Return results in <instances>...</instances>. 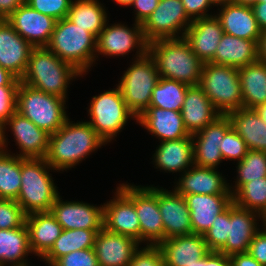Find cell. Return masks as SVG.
<instances>
[{"instance_id":"cell-8","label":"cell","mask_w":266,"mask_h":266,"mask_svg":"<svg viewBox=\"0 0 266 266\" xmlns=\"http://www.w3.org/2000/svg\"><path fill=\"white\" fill-rule=\"evenodd\" d=\"M90 121H87L106 143H110L124 129L128 120H136V115L127 107L122 92L116 88L93 96L88 106Z\"/></svg>"},{"instance_id":"cell-46","label":"cell","mask_w":266,"mask_h":266,"mask_svg":"<svg viewBox=\"0 0 266 266\" xmlns=\"http://www.w3.org/2000/svg\"><path fill=\"white\" fill-rule=\"evenodd\" d=\"M129 266H166L160 248L146 245L135 252Z\"/></svg>"},{"instance_id":"cell-39","label":"cell","mask_w":266,"mask_h":266,"mask_svg":"<svg viewBox=\"0 0 266 266\" xmlns=\"http://www.w3.org/2000/svg\"><path fill=\"white\" fill-rule=\"evenodd\" d=\"M236 181L232 186L229 183V190L232 195L245 183L266 177V152L249 150L246 156L236 163Z\"/></svg>"},{"instance_id":"cell-35","label":"cell","mask_w":266,"mask_h":266,"mask_svg":"<svg viewBox=\"0 0 266 266\" xmlns=\"http://www.w3.org/2000/svg\"><path fill=\"white\" fill-rule=\"evenodd\" d=\"M105 8L100 0H72L66 18L97 38L109 18Z\"/></svg>"},{"instance_id":"cell-36","label":"cell","mask_w":266,"mask_h":266,"mask_svg":"<svg viewBox=\"0 0 266 266\" xmlns=\"http://www.w3.org/2000/svg\"><path fill=\"white\" fill-rule=\"evenodd\" d=\"M101 230H64L55 240L51 249L41 258L45 264L52 265L58 258L70 252L94 247L97 233Z\"/></svg>"},{"instance_id":"cell-7","label":"cell","mask_w":266,"mask_h":266,"mask_svg":"<svg viewBox=\"0 0 266 266\" xmlns=\"http://www.w3.org/2000/svg\"><path fill=\"white\" fill-rule=\"evenodd\" d=\"M198 85L221 115L243 108L238 68L205 63Z\"/></svg>"},{"instance_id":"cell-18","label":"cell","mask_w":266,"mask_h":266,"mask_svg":"<svg viewBox=\"0 0 266 266\" xmlns=\"http://www.w3.org/2000/svg\"><path fill=\"white\" fill-rule=\"evenodd\" d=\"M259 219L262 220L259 213L241 208L232 202L229 205L228 238L218 252L227 256L247 252L254 235L263 227L258 225Z\"/></svg>"},{"instance_id":"cell-43","label":"cell","mask_w":266,"mask_h":266,"mask_svg":"<svg viewBox=\"0 0 266 266\" xmlns=\"http://www.w3.org/2000/svg\"><path fill=\"white\" fill-rule=\"evenodd\" d=\"M26 214L16 200L0 199V229H13L25 224Z\"/></svg>"},{"instance_id":"cell-20","label":"cell","mask_w":266,"mask_h":266,"mask_svg":"<svg viewBox=\"0 0 266 266\" xmlns=\"http://www.w3.org/2000/svg\"><path fill=\"white\" fill-rule=\"evenodd\" d=\"M177 194L232 195L229 183L217 169L192 165L174 182Z\"/></svg>"},{"instance_id":"cell-57","label":"cell","mask_w":266,"mask_h":266,"mask_svg":"<svg viewBox=\"0 0 266 266\" xmlns=\"http://www.w3.org/2000/svg\"><path fill=\"white\" fill-rule=\"evenodd\" d=\"M8 138L6 136V131H5V122H3L2 120H0V151L5 150V151H9L8 150Z\"/></svg>"},{"instance_id":"cell-17","label":"cell","mask_w":266,"mask_h":266,"mask_svg":"<svg viewBox=\"0 0 266 266\" xmlns=\"http://www.w3.org/2000/svg\"><path fill=\"white\" fill-rule=\"evenodd\" d=\"M115 191L114 197L103 203V228L140 242V223L134 202L119 187Z\"/></svg>"},{"instance_id":"cell-32","label":"cell","mask_w":266,"mask_h":266,"mask_svg":"<svg viewBox=\"0 0 266 266\" xmlns=\"http://www.w3.org/2000/svg\"><path fill=\"white\" fill-rule=\"evenodd\" d=\"M227 115L249 150L266 152V123L255 109L241 108Z\"/></svg>"},{"instance_id":"cell-19","label":"cell","mask_w":266,"mask_h":266,"mask_svg":"<svg viewBox=\"0 0 266 266\" xmlns=\"http://www.w3.org/2000/svg\"><path fill=\"white\" fill-rule=\"evenodd\" d=\"M12 132L21 158H45L49 147V137L46 131L38 128L32 121L15 112L6 122L5 131Z\"/></svg>"},{"instance_id":"cell-21","label":"cell","mask_w":266,"mask_h":266,"mask_svg":"<svg viewBox=\"0 0 266 266\" xmlns=\"http://www.w3.org/2000/svg\"><path fill=\"white\" fill-rule=\"evenodd\" d=\"M34 47L6 21L0 19V66L21 80Z\"/></svg>"},{"instance_id":"cell-23","label":"cell","mask_w":266,"mask_h":266,"mask_svg":"<svg viewBox=\"0 0 266 266\" xmlns=\"http://www.w3.org/2000/svg\"><path fill=\"white\" fill-rule=\"evenodd\" d=\"M223 33L221 22L214 13L210 17L192 20L183 38L205 64L210 63L214 58Z\"/></svg>"},{"instance_id":"cell-50","label":"cell","mask_w":266,"mask_h":266,"mask_svg":"<svg viewBox=\"0 0 266 266\" xmlns=\"http://www.w3.org/2000/svg\"><path fill=\"white\" fill-rule=\"evenodd\" d=\"M160 0H134L131 5L134 10V21L143 24L157 8Z\"/></svg>"},{"instance_id":"cell-5","label":"cell","mask_w":266,"mask_h":266,"mask_svg":"<svg viewBox=\"0 0 266 266\" xmlns=\"http://www.w3.org/2000/svg\"><path fill=\"white\" fill-rule=\"evenodd\" d=\"M96 40L92 33L63 18L56 21L46 48L84 76L96 63Z\"/></svg>"},{"instance_id":"cell-12","label":"cell","mask_w":266,"mask_h":266,"mask_svg":"<svg viewBox=\"0 0 266 266\" xmlns=\"http://www.w3.org/2000/svg\"><path fill=\"white\" fill-rule=\"evenodd\" d=\"M191 22L181 0H160L157 8L142 24L143 36L147 43L181 38Z\"/></svg>"},{"instance_id":"cell-54","label":"cell","mask_w":266,"mask_h":266,"mask_svg":"<svg viewBox=\"0 0 266 266\" xmlns=\"http://www.w3.org/2000/svg\"><path fill=\"white\" fill-rule=\"evenodd\" d=\"M252 9L261 31L266 30V2H257Z\"/></svg>"},{"instance_id":"cell-37","label":"cell","mask_w":266,"mask_h":266,"mask_svg":"<svg viewBox=\"0 0 266 266\" xmlns=\"http://www.w3.org/2000/svg\"><path fill=\"white\" fill-rule=\"evenodd\" d=\"M21 183V157L0 151V199L17 200Z\"/></svg>"},{"instance_id":"cell-31","label":"cell","mask_w":266,"mask_h":266,"mask_svg":"<svg viewBox=\"0 0 266 266\" xmlns=\"http://www.w3.org/2000/svg\"><path fill=\"white\" fill-rule=\"evenodd\" d=\"M259 60L258 41L223 33L210 63L240 68Z\"/></svg>"},{"instance_id":"cell-26","label":"cell","mask_w":266,"mask_h":266,"mask_svg":"<svg viewBox=\"0 0 266 266\" xmlns=\"http://www.w3.org/2000/svg\"><path fill=\"white\" fill-rule=\"evenodd\" d=\"M157 246L166 266H191L209 252L203 235L198 234L172 237Z\"/></svg>"},{"instance_id":"cell-38","label":"cell","mask_w":266,"mask_h":266,"mask_svg":"<svg viewBox=\"0 0 266 266\" xmlns=\"http://www.w3.org/2000/svg\"><path fill=\"white\" fill-rule=\"evenodd\" d=\"M188 85L160 77L151 95L149 107L181 111Z\"/></svg>"},{"instance_id":"cell-63","label":"cell","mask_w":266,"mask_h":266,"mask_svg":"<svg viewBox=\"0 0 266 266\" xmlns=\"http://www.w3.org/2000/svg\"><path fill=\"white\" fill-rule=\"evenodd\" d=\"M261 223L263 226H266V212L262 215Z\"/></svg>"},{"instance_id":"cell-60","label":"cell","mask_w":266,"mask_h":266,"mask_svg":"<svg viewBox=\"0 0 266 266\" xmlns=\"http://www.w3.org/2000/svg\"><path fill=\"white\" fill-rule=\"evenodd\" d=\"M210 1V3L212 4V6H223V5H225V4H228V3H232L233 2V0H209Z\"/></svg>"},{"instance_id":"cell-24","label":"cell","mask_w":266,"mask_h":266,"mask_svg":"<svg viewBox=\"0 0 266 266\" xmlns=\"http://www.w3.org/2000/svg\"><path fill=\"white\" fill-rule=\"evenodd\" d=\"M138 123L161 142L192 136L184 126L181 111L148 107L137 118Z\"/></svg>"},{"instance_id":"cell-30","label":"cell","mask_w":266,"mask_h":266,"mask_svg":"<svg viewBox=\"0 0 266 266\" xmlns=\"http://www.w3.org/2000/svg\"><path fill=\"white\" fill-rule=\"evenodd\" d=\"M25 224L29 234L32 253L42 258L61 235L63 228L50 212H36L26 215Z\"/></svg>"},{"instance_id":"cell-29","label":"cell","mask_w":266,"mask_h":266,"mask_svg":"<svg viewBox=\"0 0 266 266\" xmlns=\"http://www.w3.org/2000/svg\"><path fill=\"white\" fill-rule=\"evenodd\" d=\"M159 143L152 156L153 165L159 171L182 174L194 164L192 136Z\"/></svg>"},{"instance_id":"cell-34","label":"cell","mask_w":266,"mask_h":266,"mask_svg":"<svg viewBox=\"0 0 266 266\" xmlns=\"http://www.w3.org/2000/svg\"><path fill=\"white\" fill-rule=\"evenodd\" d=\"M243 108L255 109L266 103V62L257 60L238 68Z\"/></svg>"},{"instance_id":"cell-10","label":"cell","mask_w":266,"mask_h":266,"mask_svg":"<svg viewBox=\"0 0 266 266\" xmlns=\"http://www.w3.org/2000/svg\"><path fill=\"white\" fill-rule=\"evenodd\" d=\"M118 187L134 202L140 223V243H161L164 240V227L157 195L145 185L136 186L126 182L120 183Z\"/></svg>"},{"instance_id":"cell-61","label":"cell","mask_w":266,"mask_h":266,"mask_svg":"<svg viewBox=\"0 0 266 266\" xmlns=\"http://www.w3.org/2000/svg\"><path fill=\"white\" fill-rule=\"evenodd\" d=\"M115 3H118L120 6L131 7L134 3V0H113Z\"/></svg>"},{"instance_id":"cell-62","label":"cell","mask_w":266,"mask_h":266,"mask_svg":"<svg viewBox=\"0 0 266 266\" xmlns=\"http://www.w3.org/2000/svg\"><path fill=\"white\" fill-rule=\"evenodd\" d=\"M191 266H203V258L197 260V261L194 262V264H192Z\"/></svg>"},{"instance_id":"cell-28","label":"cell","mask_w":266,"mask_h":266,"mask_svg":"<svg viewBox=\"0 0 266 266\" xmlns=\"http://www.w3.org/2000/svg\"><path fill=\"white\" fill-rule=\"evenodd\" d=\"M184 126L190 135L204 129L221 114L199 85L188 86L181 109Z\"/></svg>"},{"instance_id":"cell-16","label":"cell","mask_w":266,"mask_h":266,"mask_svg":"<svg viewBox=\"0 0 266 266\" xmlns=\"http://www.w3.org/2000/svg\"><path fill=\"white\" fill-rule=\"evenodd\" d=\"M6 21L34 48L46 47L56 21L53 17L34 10L24 2Z\"/></svg>"},{"instance_id":"cell-11","label":"cell","mask_w":266,"mask_h":266,"mask_svg":"<svg viewBox=\"0 0 266 266\" xmlns=\"http://www.w3.org/2000/svg\"><path fill=\"white\" fill-rule=\"evenodd\" d=\"M100 32L96 40V60L99 54L107 58L126 56L135 52L134 60L143 57L148 51V43L145 41L142 25L134 21L133 27L121 23L108 24ZM136 49V50H134Z\"/></svg>"},{"instance_id":"cell-59","label":"cell","mask_w":266,"mask_h":266,"mask_svg":"<svg viewBox=\"0 0 266 266\" xmlns=\"http://www.w3.org/2000/svg\"><path fill=\"white\" fill-rule=\"evenodd\" d=\"M234 3L245 5V6H253L258 2V0H233Z\"/></svg>"},{"instance_id":"cell-44","label":"cell","mask_w":266,"mask_h":266,"mask_svg":"<svg viewBox=\"0 0 266 266\" xmlns=\"http://www.w3.org/2000/svg\"><path fill=\"white\" fill-rule=\"evenodd\" d=\"M72 0H27L26 3L34 10L49 15L55 20L66 18Z\"/></svg>"},{"instance_id":"cell-1","label":"cell","mask_w":266,"mask_h":266,"mask_svg":"<svg viewBox=\"0 0 266 266\" xmlns=\"http://www.w3.org/2000/svg\"><path fill=\"white\" fill-rule=\"evenodd\" d=\"M66 122L49 137L47 163L55 171H67L79 165L91 153L106 145L87 121ZM74 122V123H73Z\"/></svg>"},{"instance_id":"cell-64","label":"cell","mask_w":266,"mask_h":266,"mask_svg":"<svg viewBox=\"0 0 266 266\" xmlns=\"http://www.w3.org/2000/svg\"><path fill=\"white\" fill-rule=\"evenodd\" d=\"M258 2H266V0H258Z\"/></svg>"},{"instance_id":"cell-2","label":"cell","mask_w":266,"mask_h":266,"mask_svg":"<svg viewBox=\"0 0 266 266\" xmlns=\"http://www.w3.org/2000/svg\"><path fill=\"white\" fill-rule=\"evenodd\" d=\"M82 75L74 66L62 61L46 47H39L32 49L27 70L20 81L67 100L69 84Z\"/></svg>"},{"instance_id":"cell-47","label":"cell","mask_w":266,"mask_h":266,"mask_svg":"<svg viewBox=\"0 0 266 266\" xmlns=\"http://www.w3.org/2000/svg\"><path fill=\"white\" fill-rule=\"evenodd\" d=\"M19 85L0 86V120L6 122L16 112Z\"/></svg>"},{"instance_id":"cell-3","label":"cell","mask_w":266,"mask_h":266,"mask_svg":"<svg viewBox=\"0 0 266 266\" xmlns=\"http://www.w3.org/2000/svg\"><path fill=\"white\" fill-rule=\"evenodd\" d=\"M160 77L176 80L188 86L198 85L204 63L183 38L159 39L148 43Z\"/></svg>"},{"instance_id":"cell-6","label":"cell","mask_w":266,"mask_h":266,"mask_svg":"<svg viewBox=\"0 0 266 266\" xmlns=\"http://www.w3.org/2000/svg\"><path fill=\"white\" fill-rule=\"evenodd\" d=\"M66 101L47 94L20 81L17 90L16 111L48 134H54L66 120Z\"/></svg>"},{"instance_id":"cell-52","label":"cell","mask_w":266,"mask_h":266,"mask_svg":"<svg viewBox=\"0 0 266 266\" xmlns=\"http://www.w3.org/2000/svg\"><path fill=\"white\" fill-rule=\"evenodd\" d=\"M231 266H262L248 252L230 256Z\"/></svg>"},{"instance_id":"cell-48","label":"cell","mask_w":266,"mask_h":266,"mask_svg":"<svg viewBox=\"0 0 266 266\" xmlns=\"http://www.w3.org/2000/svg\"><path fill=\"white\" fill-rule=\"evenodd\" d=\"M247 252L262 266H266V226L254 235Z\"/></svg>"},{"instance_id":"cell-15","label":"cell","mask_w":266,"mask_h":266,"mask_svg":"<svg viewBox=\"0 0 266 266\" xmlns=\"http://www.w3.org/2000/svg\"><path fill=\"white\" fill-rule=\"evenodd\" d=\"M59 195L54 201L51 213L64 230H102L104 205L89 204L83 201H63Z\"/></svg>"},{"instance_id":"cell-13","label":"cell","mask_w":266,"mask_h":266,"mask_svg":"<svg viewBox=\"0 0 266 266\" xmlns=\"http://www.w3.org/2000/svg\"><path fill=\"white\" fill-rule=\"evenodd\" d=\"M149 185L157 195L158 208L162 216L164 240L193 234L190 211L185 198L173 189Z\"/></svg>"},{"instance_id":"cell-22","label":"cell","mask_w":266,"mask_h":266,"mask_svg":"<svg viewBox=\"0 0 266 266\" xmlns=\"http://www.w3.org/2000/svg\"><path fill=\"white\" fill-rule=\"evenodd\" d=\"M142 244L132 237L116 234L103 228L94 241L99 266H129Z\"/></svg>"},{"instance_id":"cell-9","label":"cell","mask_w":266,"mask_h":266,"mask_svg":"<svg viewBox=\"0 0 266 266\" xmlns=\"http://www.w3.org/2000/svg\"><path fill=\"white\" fill-rule=\"evenodd\" d=\"M132 61L116 85L122 92L127 107L138 118L149 107L152 91L160 79V74L148 52Z\"/></svg>"},{"instance_id":"cell-56","label":"cell","mask_w":266,"mask_h":266,"mask_svg":"<svg viewBox=\"0 0 266 266\" xmlns=\"http://www.w3.org/2000/svg\"><path fill=\"white\" fill-rule=\"evenodd\" d=\"M258 56L260 61L266 62V30L261 32L258 41Z\"/></svg>"},{"instance_id":"cell-33","label":"cell","mask_w":266,"mask_h":266,"mask_svg":"<svg viewBox=\"0 0 266 266\" xmlns=\"http://www.w3.org/2000/svg\"><path fill=\"white\" fill-rule=\"evenodd\" d=\"M32 254L26 224L13 229H0V266L30 265L28 256Z\"/></svg>"},{"instance_id":"cell-4","label":"cell","mask_w":266,"mask_h":266,"mask_svg":"<svg viewBox=\"0 0 266 266\" xmlns=\"http://www.w3.org/2000/svg\"><path fill=\"white\" fill-rule=\"evenodd\" d=\"M45 158H21V187L16 200L26 215L51 211L60 195Z\"/></svg>"},{"instance_id":"cell-51","label":"cell","mask_w":266,"mask_h":266,"mask_svg":"<svg viewBox=\"0 0 266 266\" xmlns=\"http://www.w3.org/2000/svg\"><path fill=\"white\" fill-rule=\"evenodd\" d=\"M203 266H231L230 256L217 251H209L203 257Z\"/></svg>"},{"instance_id":"cell-25","label":"cell","mask_w":266,"mask_h":266,"mask_svg":"<svg viewBox=\"0 0 266 266\" xmlns=\"http://www.w3.org/2000/svg\"><path fill=\"white\" fill-rule=\"evenodd\" d=\"M190 211L193 234L204 235L212 226L218 214L222 213L232 202V195H183Z\"/></svg>"},{"instance_id":"cell-55","label":"cell","mask_w":266,"mask_h":266,"mask_svg":"<svg viewBox=\"0 0 266 266\" xmlns=\"http://www.w3.org/2000/svg\"><path fill=\"white\" fill-rule=\"evenodd\" d=\"M19 83V79H17L13 74L0 66V86L19 85Z\"/></svg>"},{"instance_id":"cell-40","label":"cell","mask_w":266,"mask_h":266,"mask_svg":"<svg viewBox=\"0 0 266 266\" xmlns=\"http://www.w3.org/2000/svg\"><path fill=\"white\" fill-rule=\"evenodd\" d=\"M232 198L237 206L262 216L266 212V177L243 184Z\"/></svg>"},{"instance_id":"cell-49","label":"cell","mask_w":266,"mask_h":266,"mask_svg":"<svg viewBox=\"0 0 266 266\" xmlns=\"http://www.w3.org/2000/svg\"><path fill=\"white\" fill-rule=\"evenodd\" d=\"M181 2L191 20L213 16L212 13H208L213 8L209 0H181Z\"/></svg>"},{"instance_id":"cell-27","label":"cell","mask_w":266,"mask_h":266,"mask_svg":"<svg viewBox=\"0 0 266 266\" xmlns=\"http://www.w3.org/2000/svg\"><path fill=\"white\" fill-rule=\"evenodd\" d=\"M218 11L216 17L224 33L240 39L259 41L262 31L251 6L232 2L218 7Z\"/></svg>"},{"instance_id":"cell-41","label":"cell","mask_w":266,"mask_h":266,"mask_svg":"<svg viewBox=\"0 0 266 266\" xmlns=\"http://www.w3.org/2000/svg\"><path fill=\"white\" fill-rule=\"evenodd\" d=\"M229 234V206L215 218L212 226L203 235L209 251H219Z\"/></svg>"},{"instance_id":"cell-58","label":"cell","mask_w":266,"mask_h":266,"mask_svg":"<svg viewBox=\"0 0 266 266\" xmlns=\"http://www.w3.org/2000/svg\"><path fill=\"white\" fill-rule=\"evenodd\" d=\"M255 110L262 118V120L266 123V103L257 106Z\"/></svg>"},{"instance_id":"cell-45","label":"cell","mask_w":266,"mask_h":266,"mask_svg":"<svg viewBox=\"0 0 266 266\" xmlns=\"http://www.w3.org/2000/svg\"><path fill=\"white\" fill-rule=\"evenodd\" d=\"M52 266H99L93 248L70 252L58 258Z\"/></svg>"},{"instance_id":"cell-42","label":"cell","mask_w":266,"mask_h":266,"mask_svg":"<svg viewBox=\"0 0 266 266\" xmlns=\"http://www.w3.org/2000/svg\"><path fill=\"white\" fill-rule=\"evenodd\" d=\"M249 149L240 135L231 127L224 135L221 152L223 160L240 162L248 153Z\"/></svg>"},{"instance_id":"cell-14","label":"cell","mask_w":266,"mask_h":266,"mask_svg":"<svg viewBox=\"0 0 266 266\" xmlns=\"http://www.w3.org/2000/svg\"><path fill=\"white\" fill-rule=\"evenodd\" d=\"M232 127L228 115H220L204 129L192 135L194 165L219 168L223 163L221 144L225 133Z\"/></svg>"},{"instance_id":"cell-53","label":"cell","mask_w":266,"mask_h":266,"mask_svg":"<svg viewBox=\"0 0 266 266\" xmlns=\"http://www.w3.org/2000/svg\"><path fill=\"white\" fill-rule=\"evenodd\" d=\"M23 3L22 0H0V19H7Z\"/></svg>"}]
</instances>
